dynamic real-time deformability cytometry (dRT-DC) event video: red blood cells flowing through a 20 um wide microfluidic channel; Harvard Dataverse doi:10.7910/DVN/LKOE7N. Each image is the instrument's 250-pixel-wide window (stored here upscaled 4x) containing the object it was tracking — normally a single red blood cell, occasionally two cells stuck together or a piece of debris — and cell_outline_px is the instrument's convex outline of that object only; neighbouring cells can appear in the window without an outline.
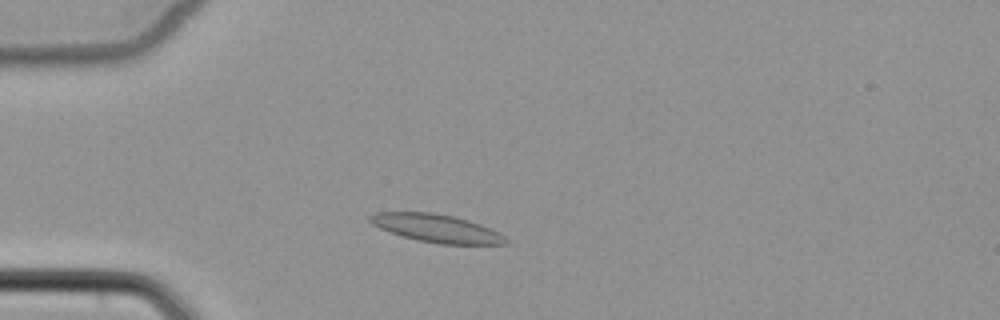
{"species": "common noctule bat (a hibernating species)", "species_latin": "Nyctalus noctula", "temperature_condition": "cold", "stored_images_in_passage": 1, "camera_frame_rate_fps": 3000, "um_per_image_px": 0.085, "animal": {"sex": "female", "body_mass_g": 22.7, "forearm_length_mm": 54.2}, "frame": {"image": 1, "passage_image": 1, "time_ms": 0.0, "image_size_px": [1000, 320], "cell_outline_px": [[512, 244], [440, 244], [416, 240], [380, 228], [372, 224], [368, 220], [368, 216], [376, 212], [432, 212], [456, 216], [492, 228], [500, 232]], "centroid_in_image_um": [37.15, 19.4], "position_along_channel_um": 47.8, "area_um2": 22.31}}